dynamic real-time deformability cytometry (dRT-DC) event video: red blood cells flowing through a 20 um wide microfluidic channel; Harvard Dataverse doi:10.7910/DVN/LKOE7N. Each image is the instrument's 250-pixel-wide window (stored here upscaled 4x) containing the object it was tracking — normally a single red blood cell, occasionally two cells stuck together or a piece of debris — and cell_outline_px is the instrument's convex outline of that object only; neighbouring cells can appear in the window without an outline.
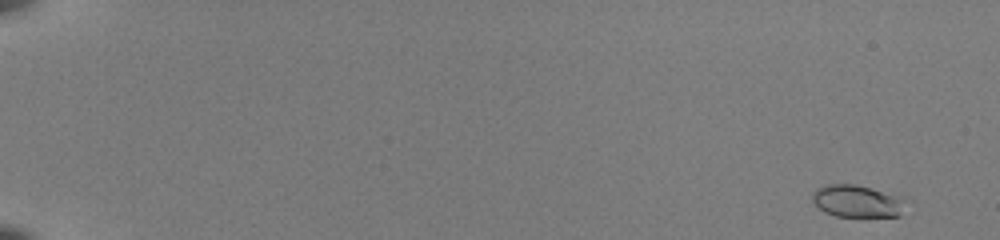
{"species": "common noctule bat (a hibernating species)", "species_latin": "Nyctalus noctula", "temperature_condition": "room temperature", "stored_images_in_passage": 19, "camera_frame_rate_fps": 3000, "um_per_image_px": 0.085, "animal": {"sex": "female", "body_mass_g": 22.0, "forearm_length_mm": 56.7}, "frame": {"image": 1, "passage_image": 1, "time_ms": 0.0, "image_size_px": [1000, 240], "cell_outline_px": [[900, 216], [836, 216], [824, 212], [812, 204], [812, 192], [816, 188], [824, 184], [856, 184], [872, 188], [892, 196], [900, 200]], "centroid_in_image_um": [72.64, 17.09], "position_along_channel_um": 12.4, "area_um2": 16.99}}
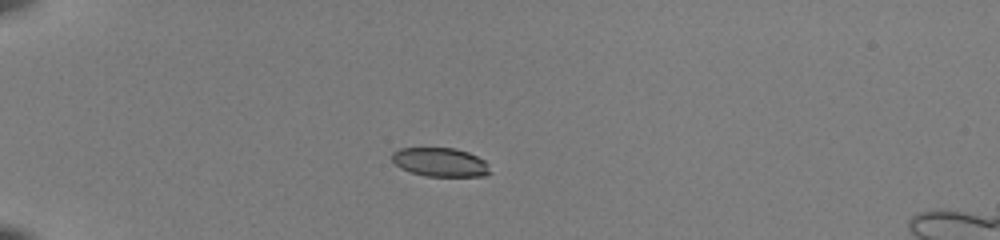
{"frame": {"image": 2, "passage_image": 15, "time_ms": 4.667, "image_size_px": [1000, 240], "cell_outline_px": [[492, 172], [484, 176], [424, 176], [400, 168], [392, 160], [392, 152], [400, 148], [456, 148], [468, 152], [484, 160], [488, 164]], "centroid_in_image_um": [37.43, 13.79], "position_along_channel_um": 47.6, "area_um2": 16.53}}